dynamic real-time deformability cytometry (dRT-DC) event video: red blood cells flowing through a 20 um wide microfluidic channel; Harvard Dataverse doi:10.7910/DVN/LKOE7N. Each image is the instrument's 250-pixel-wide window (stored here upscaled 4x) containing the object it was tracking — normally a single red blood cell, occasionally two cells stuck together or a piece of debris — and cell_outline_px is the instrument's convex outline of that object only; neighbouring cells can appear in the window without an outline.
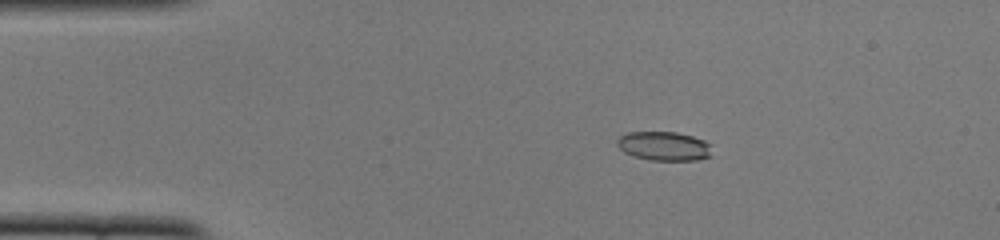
{"species": "common noctule bat (a hibernating species)", "species_latin": "Nyctalus noctula", "temperature_condition": "cold", "stored_images_in_passage": 52, "camera_frame_rate_fps": 3000, "um_per_image_px": 0.085, "animal": {"sex": "female", "body_mass_g": 22.0, "forearm_length_mm": 56.7}, "frame": {"image": 1, "passage_image": 10, "time_ms": 3.0, "image_size_px": [1000, 240], "cell_outline_px": [[712, 156], [696, 160], [648, 160], [632, 156], [624, 152], [616, 144], [616, 140], [620, 136], [628, 132], [676, 132], [692, 136], [704, 140], [712, 144]], "centroid_in_image_um": [56.46, 12.42], "position_along_channel_um": 28.5, "area_um2": 16.3}}
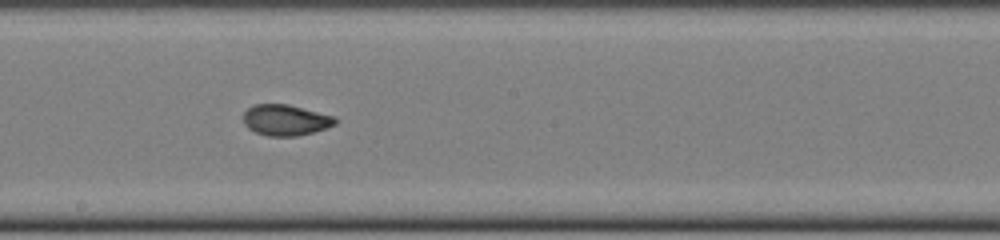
{"frame": {"image": 2, "passage_image": 29, "time_ms": 9.333, "image_size_px": [1000, 240], "cell_outline_px": [[336, 124], [328, 128], [296, 136], [268, 136], [256, 132], [248, 128], [244, 124], [244, 112], [252, 104], [288, 104], [336, 116]], "centroid_in_image_um": [24.29, 10.2], "position_along_channel_um": 223.9, "area_um2": 16.65}}
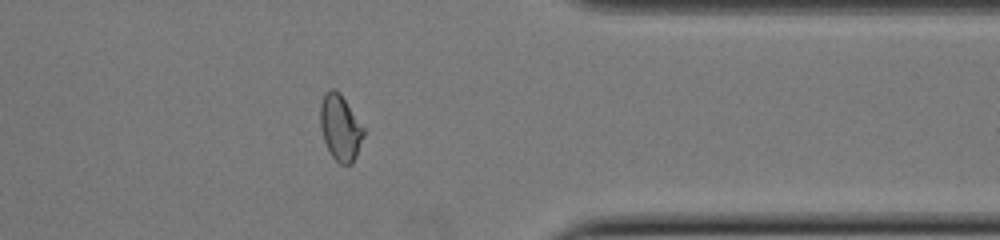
{"frame": {"image": 3, "passage_image": 42, "time_ms": 13.667, "image_size_px": [1000, 240], "cell_outline_px": [[364, 136], [356, 156], [352, 164], [340, 164], [332, 156], [324, 140], [320, 128], [320, 104], [324, 92], [332, 88], [336, 88], [340, 92], [364, 128]], "centroid_in_image_um": [28.91, 10.82], "position_along_channel_um": 382.5, "area_um2": 16.7}, "authors_computed_cell_mechanics": {"area_um2": 16.6753, "velocity_mm_per_s": 3.917, "shape_relaxation_time_tau1_ms": 3.0083, "shape_relaxation_time_tau2_ms": 1.3876, "deformation_change_tau1": 0.1478, "deformation_change_tau2": 0.0633}}